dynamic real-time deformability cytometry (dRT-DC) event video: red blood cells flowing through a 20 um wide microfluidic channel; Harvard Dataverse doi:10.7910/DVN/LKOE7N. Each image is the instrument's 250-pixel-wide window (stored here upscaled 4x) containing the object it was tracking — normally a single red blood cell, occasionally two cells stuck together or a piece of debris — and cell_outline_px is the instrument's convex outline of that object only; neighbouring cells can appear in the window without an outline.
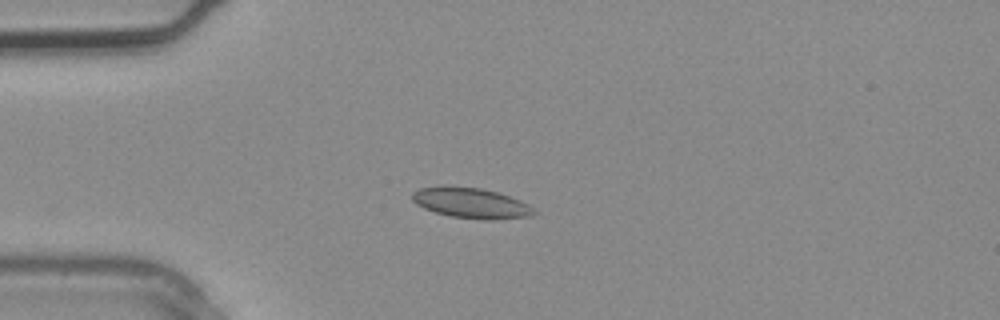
{"species": "common noctule bat (a hibernating species)", "species_latin": "Nyctalus noctula", "temperature_condition": "warm", "stored_images_in_passage": 2, "camera_frame_rate_fps": 3000, "um_per_image_px": 0.085, "animal": {"sex": "male", "body_mass_g": 20.4}, "frame": {"image": 1, "passage_image": 2, "time_ms": 0.333, "image_size_px": [1000, 320], "cell_outline_px": [[536, 212], [528, 216], [492, 220], [484, 220], [452, 216], [436, 212], [424, 208], [416, 204], [412, 200], [412, 192], [420, 188], [440, 184], [444, 184], [480, 188], [496, 192], [520, 200], [528, 204]], "centroid_in_image_um": [39.97, 17.23], "position_along_channel_um": 45.0, "area_um2": 21.68}}